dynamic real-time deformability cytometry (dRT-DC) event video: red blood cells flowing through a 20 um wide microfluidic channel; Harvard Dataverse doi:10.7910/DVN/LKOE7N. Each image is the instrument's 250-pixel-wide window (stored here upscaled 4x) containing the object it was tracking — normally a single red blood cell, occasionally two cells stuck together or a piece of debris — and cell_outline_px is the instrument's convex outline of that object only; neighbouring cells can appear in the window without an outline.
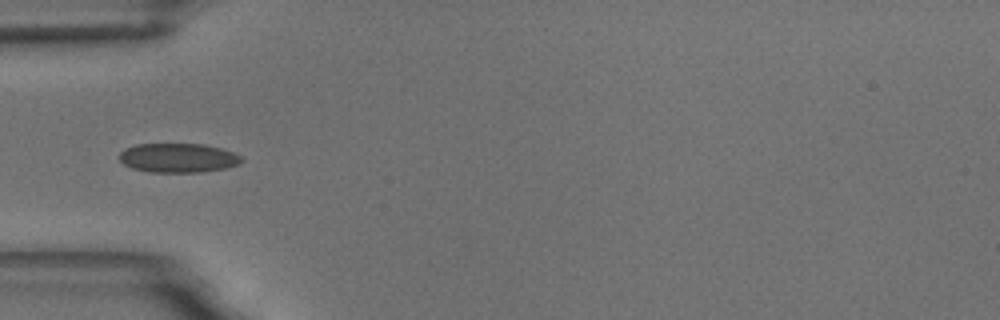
{"species": "common noctule bat (a hibernating species)", "species_latin": "Nyctalus noctula", "temperature_condition": "room temperature", "stored_images_in_passage": 1, "camera_frame_rate_fps": 3000, "um_per_image_px": 0.085, "animal": {"sex": "male", "body_mass_g": 18.8}, "frame": {"image": 1, "passage_image": 1, "time_ms": 0.0, "image_size_px": [1000, 320], "cell_outline_px": [[244, 160], [240, 164], [224, 168], [200, 172], [148, 172], [132, 168], [124, 164], [120, 160], [120, 152], [124, 148], [136, 144], [204, 144], [220, 148], [232, 152], [240, 156]], "centroid_in_image_um": [15.12, 13.42], "position_along_channel_um": 69.9, "area_um2": 20.81}}